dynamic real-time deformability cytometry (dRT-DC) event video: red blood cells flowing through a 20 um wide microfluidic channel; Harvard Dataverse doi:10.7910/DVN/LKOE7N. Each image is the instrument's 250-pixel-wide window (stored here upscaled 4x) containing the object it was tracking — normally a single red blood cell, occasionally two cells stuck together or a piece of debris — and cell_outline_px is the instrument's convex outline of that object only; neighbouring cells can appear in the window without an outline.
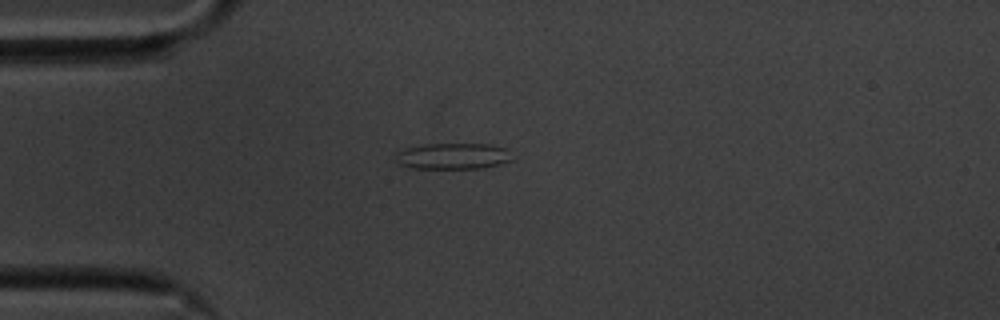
{"species": "common noctule bat (a hibernating species)", "species_latin": "Nyctalus noctula", "temperature_condition": "cold", "stored_images_in_passage": 36, "camera_frame_rate_fps": 3000, "um_per_image_px": 0.085, "animal": {"sex": "male", "body_mass_g": 20.1, "forearm_length_mm": 53.5}, "frame": {"image": 1, "passage_image": 1, "time_ms": 0.0, "image_size_px": [1000, 320], "cell_outline_px": [[512, 160], [500, 164], [484, 168], [412, 168], [400, 164], [396, 160], [396, 152], [408, 148], [424, 144], [488, 144], [508, 148]], "centroid_in_image_um": [38.53, 13.27], "position_along_channel_um": 46.5, "area_um2": 17.69}}
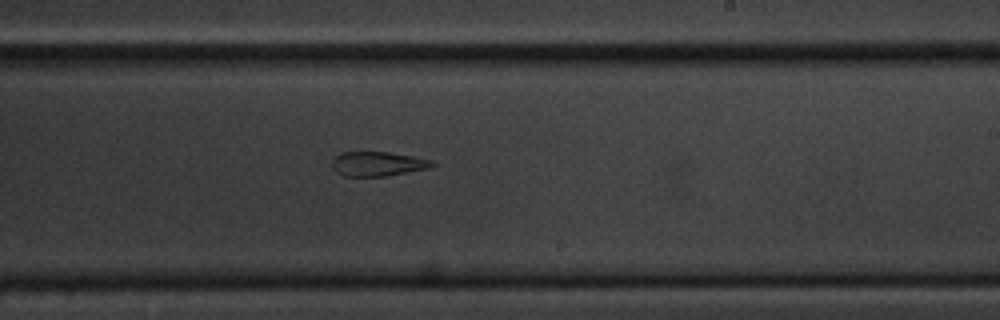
{"frame": {"image": 2, "passage_image": 20, "time_ms": 6.333, "image_size_px": [1000, 320], "cell_outline_px": [[436, 164], [428, 168], [384, 176], [344, 176], [336, 172], [332, 168], [332, 160], [340, 152], [388, 152], [412, 156], [432, 160]], "centroid_in_image_um": [32.07, 13.92], "position_along_channel_um": 256.9, "area_um2": 14.16}}
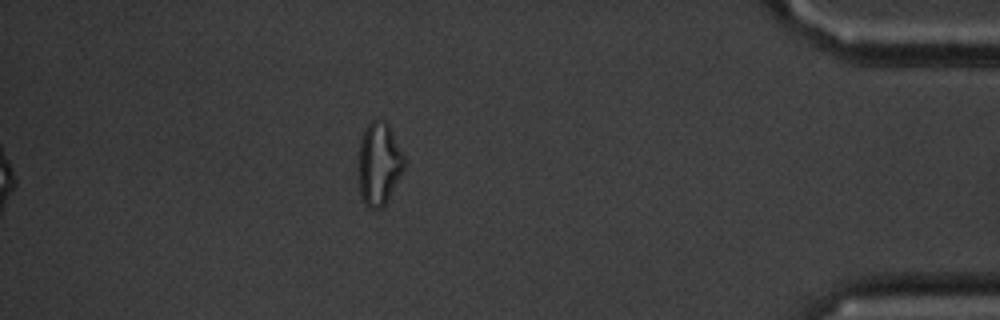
{"frame": {"image": 3, "passage_image": 36, "time_ms": 11.667, "image_size_px": [1000, 320], "cell_outline_px": [[404, 168], [388, 200], [380, 208], [368, 208], [364, 204], [360, 196], [360, 140], [368, 124], [376, 116], [384, 120], [388, 124], [404, 156]], "centroid_in_image_um": [32.22, 13.91], "position_along_channel_um": 403.0, "area_um2": 21.73}, "authors_computed_cell_mechanics": {"area_um2": 15.8083, "velocity_mm_per_s": 3.555, "shape_relaxation_time_tau1_ms": null, "shape_relaxation_time_tau2_ms": 7.7424, "deformation_change_tau1": null, "deformation_change_tau2": 0.1784}}